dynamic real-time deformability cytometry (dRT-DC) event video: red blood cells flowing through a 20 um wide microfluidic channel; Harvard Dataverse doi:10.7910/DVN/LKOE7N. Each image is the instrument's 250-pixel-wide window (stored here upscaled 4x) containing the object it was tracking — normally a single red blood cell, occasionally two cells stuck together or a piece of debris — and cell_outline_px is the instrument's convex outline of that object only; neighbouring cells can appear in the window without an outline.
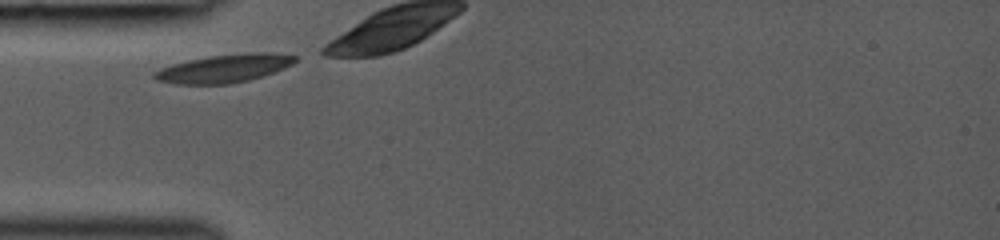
{"species": "common noctule bat (a hibernating species)", "species_latin": "Nyctalus noctula", "temperature_condition": "room temperature", "stored_images_in_passage": 15, "camera_frame_rate_fps": 3000, "um_per_image_px": 0.085, "animal": {"sex": "female", "body_mass_g": 19.0, "forearm_length_mm": 53.3}, "frame": {"image": 1, "passage_image": 1, "time_ms": 0.0, "image_size_px": [1000, 240], "cell_outline_px": [[296, 60], [292, 64], [284, 68], [248, 80], [232, 84], [176, 84], [156, 80], [152, 76], [152, 72], [160, 68], [188, 60], [212, 56], [252, 52], [268, 52], [296, 56]], "centroid_in_image_um": [19.01, 5.82], "position_along_channel_um": 66.0, "area_um2": 22.83}}